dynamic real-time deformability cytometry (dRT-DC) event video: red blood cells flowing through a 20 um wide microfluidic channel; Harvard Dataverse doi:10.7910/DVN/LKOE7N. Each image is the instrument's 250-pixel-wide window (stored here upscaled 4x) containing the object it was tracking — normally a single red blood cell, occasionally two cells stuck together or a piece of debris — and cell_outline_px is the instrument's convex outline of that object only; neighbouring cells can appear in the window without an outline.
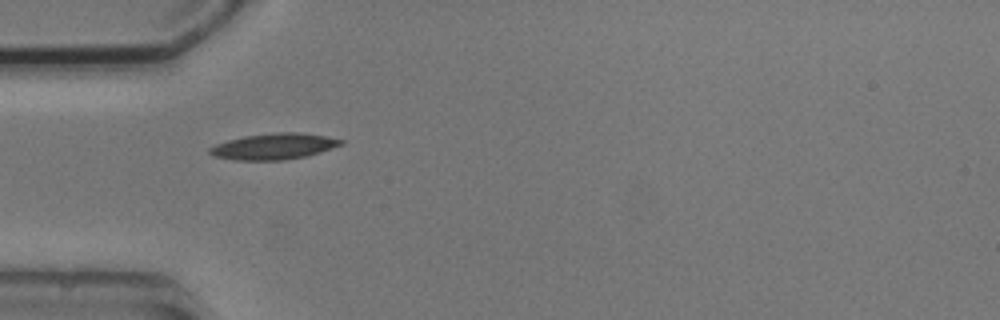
{"species": "common noctule bat (a hibernating species)", "species_latin": "Nyctalus noctula", "temperature_condition": "cold", "stored_images_in_passage": 2, "camera_frame_rate_fps": 3000, "um_per_image_px": 0.085, "animal": {"sex": "male", "body_mass_g": 20.5, "forearm_length_mm": 52.5}, "frame": {"image": 1, "passage_image": 1, "time_ms": 0.0, "image_size_px": [1000, 320], "cell_outline_px": [[344, 144], [308, 156], [284, 160], [236, 160], [212, 156], [208, 152], [208, 148], [216, 144], [228, 140], [244, 136], [276, 132], [300, 132], [324, 136], [344, 140]], "centroid_in_image_um": [23.27, 12.44], "position_along_channel_um": 61.7, "area_um2": 20.0}}